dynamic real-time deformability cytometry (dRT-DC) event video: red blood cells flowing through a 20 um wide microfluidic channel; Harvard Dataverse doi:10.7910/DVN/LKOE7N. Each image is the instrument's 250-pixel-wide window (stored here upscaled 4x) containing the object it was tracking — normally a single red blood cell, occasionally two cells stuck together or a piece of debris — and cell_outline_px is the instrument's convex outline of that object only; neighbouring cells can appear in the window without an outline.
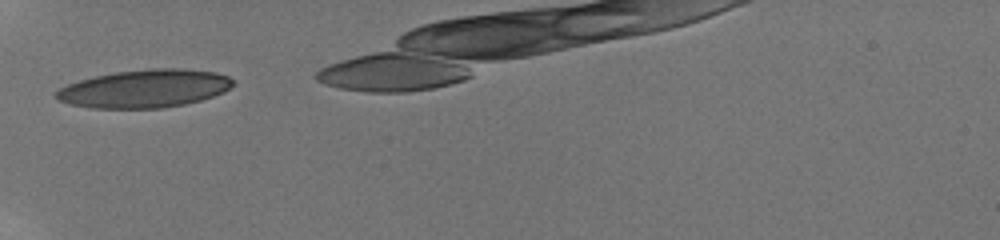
{"species": "human", "species_latin": "Homo sapiens", "temperature_condition": "room temperature", "stored_images_in_passage": 24, "camera_frame_rate_fps": 3000, "um_per_image_px": 0.085, "donor": {"sex": "male"}, "frame": {"image": 1, "passage_image": 1, "time_ms": 0.0, "image_size_px": [1000, 240], "cell_outline_px": [[232, 84], [224, 92], [200, 100], [184, 104], [164, 108], [92, 108], [72, 104], [60, 100], [56, 96], [56, 92], [60, 88], [68, 84], [80, 80], [96, 76], [116, 72], [152, 68], [180, 68], [216, 72], [228, 76], [232, 80]], "centroid_in_image_um": [12.31, 7.53], "position_along_channel_um": 72.7, "area_um2": 38.78}}
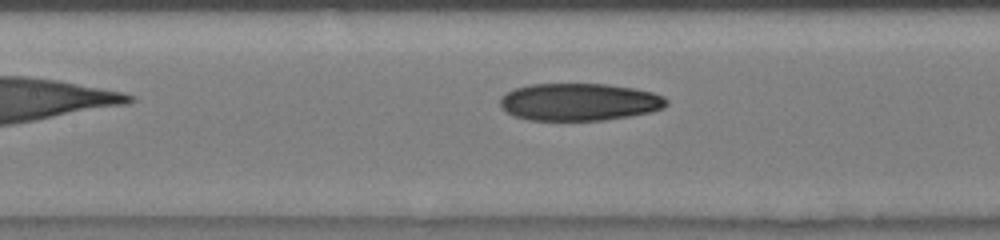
{"frame": {"image": 2, "passage_image": 9, "time_ms": 2.333, "image_size_px": [1000, 240], "cell_outline_px": [[668, 104], [664, 108], [652, 112], [604, 120], [528, 120], [516, 116], [508, 112], [500, 104], [500, 100], [508, 92], [516, 88], [532, 84], [604, 84], [632, 88], [652, 92], [664, 96], [668, 100]], "centroid_in_image_um": [49.29, 8.67], "position_along_channel_um": 158.1, "area_um2": 36.01}}
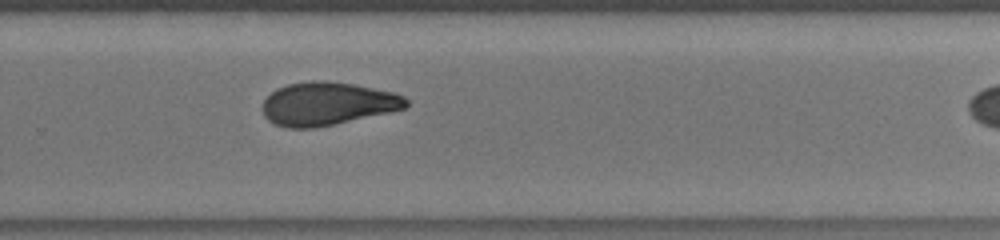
{"frame": {"image": 3, "passage_image": 23, "time_ms": 6.0, "image_size_px": [1000, 240], "cell_outline_px": [[408, 104], [404, 108], [392, 112], [312, 128], [288, 128], [276, 124], [268, 120], [264, 116], [264, 100], [276, 88], [288, 84], [312, 80], [328, 80], [352, 84], [392, 92], [404, 96], [408, 100]], "centroid_in_image_um": [27.83, 8.81], "position_along_channel_um": 302.0, "area_um2": 35.84}}